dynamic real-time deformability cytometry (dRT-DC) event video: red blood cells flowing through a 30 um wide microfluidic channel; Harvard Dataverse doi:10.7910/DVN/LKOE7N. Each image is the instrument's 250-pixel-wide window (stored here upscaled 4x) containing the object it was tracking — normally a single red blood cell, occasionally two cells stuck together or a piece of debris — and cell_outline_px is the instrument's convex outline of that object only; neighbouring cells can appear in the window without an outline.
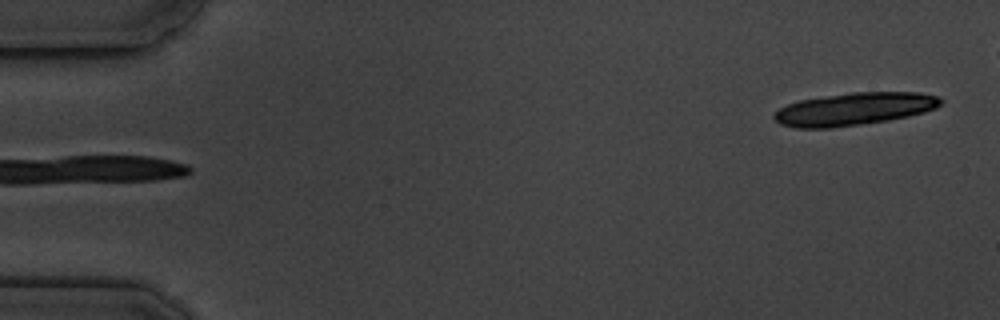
{"species": "common noctule bat (a hibernating species)", "species_latin": "Nyctalus noctula", "temperature_condition": "cold", "stored_images_in_passage": 5, "camera_frame_rate_fps": 3000, "um_per_image_px": 0.085, "animal": {"sex": "male", "body_mass_g": 19.5, "forearm_length_mm": 54.6}, "frame": {"image": 1, "passage_image": 5, "time_ms": 5.667, "image_size_px": [1000, 320], "cell_outline_px": [[944, 100], [936, 108], [924, 112], [908, 116], [888, 120], [832, 128], [796, 128], [780, 124], [772, 116], [780, 108], [788, 104], [800, 100], [852, 92], [916, 92], [940, 96]], "centroid_in_image_um": [72.63, 9.26], "position_along_channel_um": 12.4, "area_um2": 31.56}}